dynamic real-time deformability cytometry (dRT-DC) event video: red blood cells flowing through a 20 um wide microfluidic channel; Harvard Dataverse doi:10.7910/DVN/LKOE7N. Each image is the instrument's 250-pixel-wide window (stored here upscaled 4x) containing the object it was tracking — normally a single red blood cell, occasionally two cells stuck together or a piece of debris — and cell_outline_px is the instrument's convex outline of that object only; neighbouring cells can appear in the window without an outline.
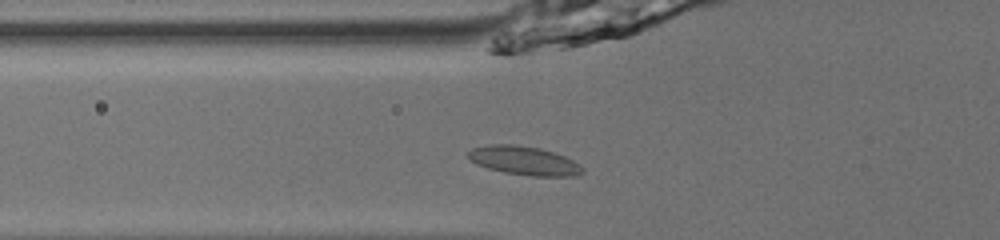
{"species": "common noctule bat (a hibernating species)", "species_latin": "Nyctalus noctula", "temperature_condition": "room temperature", "stored_images_in_passage": 35, "camera_frame_rate_fps": 3000, "um_per_image_px": 0.085, "animal": {"sex": "male", "body_mass_g": 13.0, "forearm_length_mm": 53.1}, "frame": {"image": 1, "passage_image": 4, "time_ms": 1.0, "image_size_px": [1000, 240], "cell_outline_px": [[584, 172], [576, 176], [532, 176], [504, 172], [488, 168], [476, 164], [468, 160], [468, 152], [472, 148], [492, 144], [512, 144], [540, 148], [564, 156], [580, 164], [584, 168]], "centroid_in_image_um": [44.55, 13.66], "position_along_channel_um": 81.3, "area_um2": 19.19}}
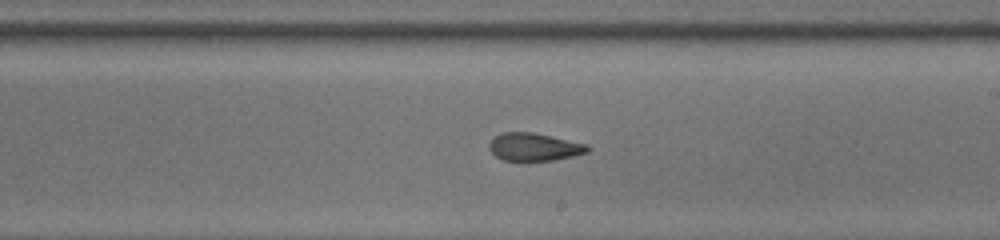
{"frame": {"image": 2, "passage_image": 16, "time_ms": 5.0, "image_size_px": [1000, 240], "cell_outline_px": [[592, 148], [588, 152], [572, 156], [552, 160], [504, 160], [496, 156], [488, 148], [488, 144], [500, 132], [532, 132], [588, 144]], "centroid_in_image_um": [45.42, 12.48], "position_along_channel_um": 243.6, "area_um2": 15.84}}
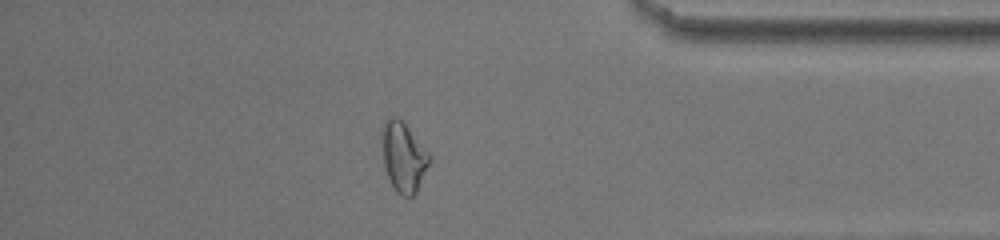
{"frame": {"image": 3, "passage_image": 29, "time_ms": 9.333, "image_size_px": [1000, 240], "cell_outline_px": [[432, 156], [416, 192], [412, 196], [404, 196], [396, 192], [388, 176], [384, 164], [380, 136], [380, 132], [384, 120], [388, 116], [396, 116], [404, 120]], "centroid_in_image_um": [34.27, 13.24], "position_along_channel_um": 400.9, "area_um2": 19.65}, "authors_computed_cell_mechanics": {"area_um2": 16.9932, "velocity_mm_per_s": 4.0286, "shape_relaxation_time_tau1_ms": null, "shape_relaxation_time_tau2_ms": 1.8656, "deformation_change_tau1": null, "deformation_change_tau2": 0.0766}}